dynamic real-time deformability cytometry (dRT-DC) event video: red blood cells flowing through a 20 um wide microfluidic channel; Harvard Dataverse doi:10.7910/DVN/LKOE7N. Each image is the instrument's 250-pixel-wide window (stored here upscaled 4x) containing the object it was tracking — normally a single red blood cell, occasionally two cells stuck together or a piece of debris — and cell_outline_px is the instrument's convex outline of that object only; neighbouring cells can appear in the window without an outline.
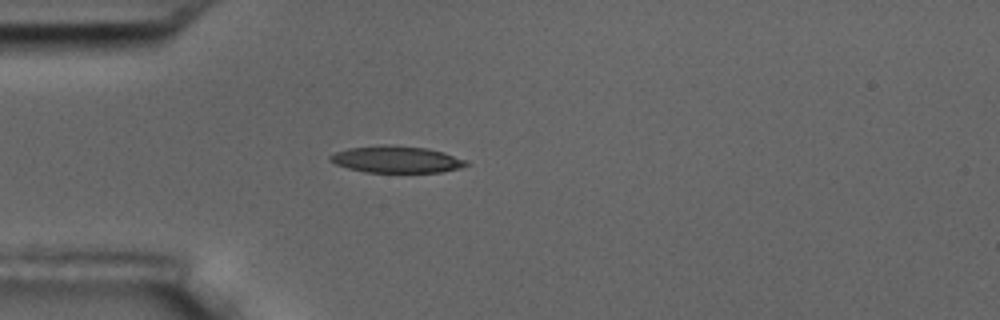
{"species": "common noctule bat (a hibernating species)", "species_latin": "Nyctalus noctula", "temperature_condition": "room temperature", "stored_images_in_passage": 3, "camera_frame_rate_fps": 3000, "um_per_image_px": 0.085, "animal": {"sex": "male", "body_mass_g": 17.5, "forearm_length_mm": 52.3}, "frame": {"image": 1, "passage_image": 1, "time_ms": 0.0, "image_size_px": [1000, 320], "cell_outline_px": [[468, 164], [460, 168], [440, 172], [364, 172], [348, 168], [336, 164], [328, 160], [328, 156], [336, 152], [348, 148], [380, 144], [388, 144], [428, 148], [444, 152], [468, 160]], "centroid_in_image_um": [33.69, 13.54], "position_along_channel_um": 51.3, "area_um2": 21.44}}